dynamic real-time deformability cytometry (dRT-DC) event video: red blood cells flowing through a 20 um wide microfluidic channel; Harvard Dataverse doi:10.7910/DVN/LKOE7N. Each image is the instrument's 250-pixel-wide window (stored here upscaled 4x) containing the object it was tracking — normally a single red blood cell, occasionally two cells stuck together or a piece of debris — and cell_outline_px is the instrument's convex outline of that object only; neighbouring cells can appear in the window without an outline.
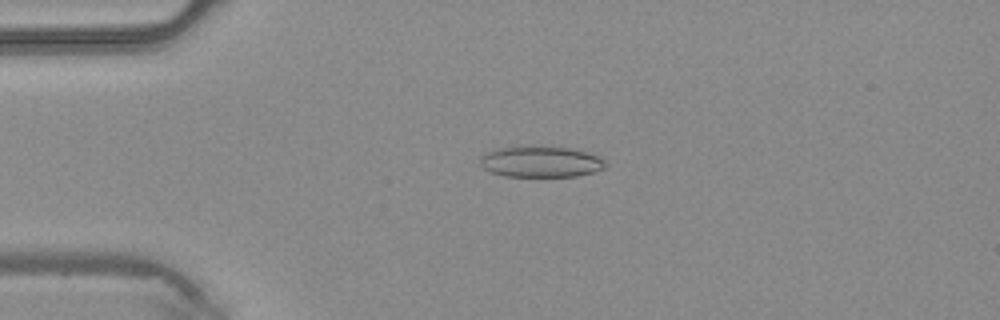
{"species": "common noctule bat (a hibernating species)", "species_latin": "Nyctalus noctula", "temperature_condition": "warm", "stored_images_in_passage": 41, "camera_frame_rate_fps": 3000, "um_per_image_px": 0.085, "animal": {"sex": "male", "body_mass_g": 20.4}, "frame": {"image": 1, "passage_image": 6, "time_ms": 1.667, "image_size_px": [1000, 320], "cell_outline_px": [[608, 164], [604, 168], [592, 172], [576, 176], [504, 176], [488, 172], [480, 164], [480, 156], [496, 148], [572, 148], [600, 156]], "centroid_in_image_um": [45.98, 13.77], "position_along_channel_um": 39.0, "area_um2": 22.2}}
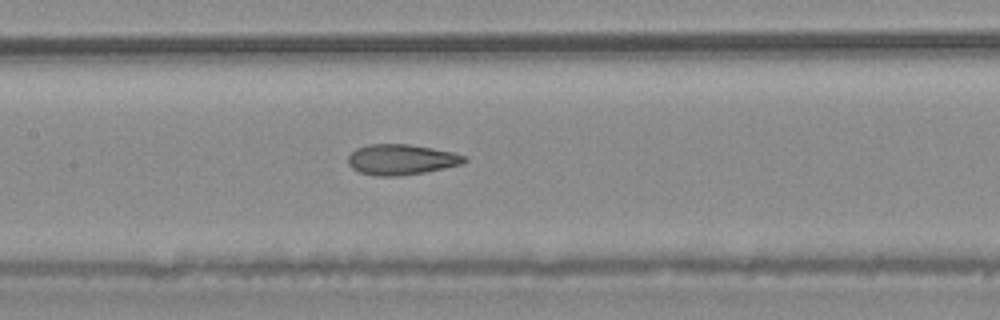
{"frame": {"image": 2, "passage_image": 17, "time_ms": 5.333, "image_size_px": [1000, 320], "cell_outline_px": [[468, 160], [460, 164], [444, 168], [424, 172], [396, 176], [376, 176], [360, 172], [352, 168], [348, 164], [348, 156], [356, 148], [368, 144], [408, 144], [432, 148], [452, 152], [464, 156]], "centroid_in_image_um": [34.07, 13.56], "position_along_channel_um": 173.3, "area_um2": 20.52}}
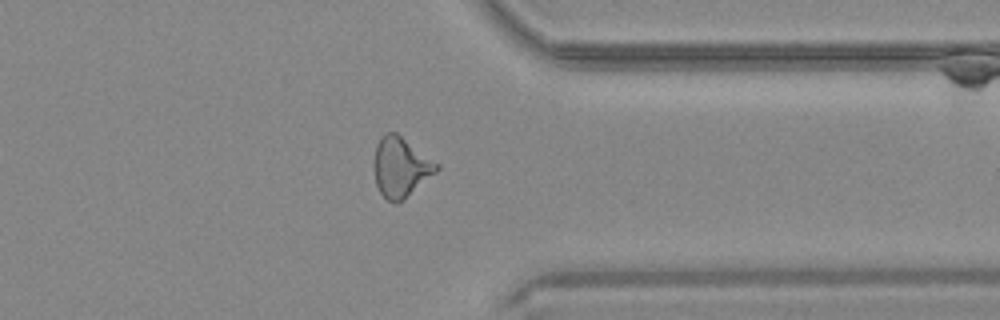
{"frame": {"image": 3, "passage_image": 31, "time_ms": 10.0, "image_size_px": [1000, 320], "cell_outline_px": [[440, 168], [436, 172], [404, 200], [396, 204], [388, 200], [380, 192], [376, 184], [372, 164], [376, 144], [380, 136], [388, 132], [396, 132], [440, 164]], "centroid_in_image_um": [34.04, 14.2], "position_along_channel_um": 377.4, "area_um2": 22.14}}